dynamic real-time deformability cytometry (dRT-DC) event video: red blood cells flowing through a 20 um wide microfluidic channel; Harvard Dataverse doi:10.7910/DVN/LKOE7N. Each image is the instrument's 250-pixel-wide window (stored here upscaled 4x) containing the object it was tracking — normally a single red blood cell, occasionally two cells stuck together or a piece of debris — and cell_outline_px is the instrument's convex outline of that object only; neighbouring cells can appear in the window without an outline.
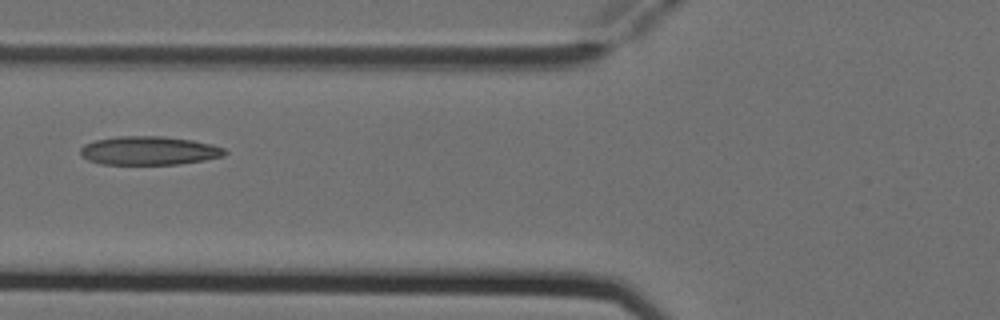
{"species": "Egyptian fruit bat (a non-hibernating species)", "species_latin": "Rousettus aegyptiacus", "temperature_condition": "cold", "stored_images_in_passage": 7, "camera_frame_rate_fps": 3000, "um_per_image_px": 0.085, "animal": {"sex": "female"}, "frame": {"image": 1, "passage_image": 6, "time_ms": 1.667, "image_size_px": [1000, 320], "cell_outline_px": [[228, 152], [224, 156], [204, 160], [180, 164], [100, 164], [88, 160], [80, 156], [80, 148], [84, 144], [96, 140], [116, 136], [164, 136], [192, 140], [212, 144], [224, 148]], "centroid_in_image_um": [12.66, 12.8], "position_along_channel_um": 113.1, "area_um2": 24.28}}
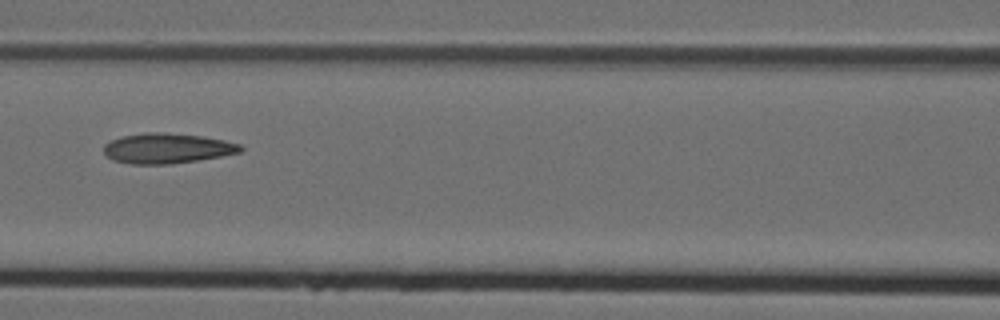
{"frame": {"image": 2, "passage_image": 7, "time_ms": 2.0, "image_size_px": [1000, 320], "cell_outline_px": [[244, 148], [240, 152], [220, 156], [196, 160], [168, 164], [132, 164], [112, 160], [104, 152], [104, 144], [112, 140], [124, 136], [144, 132], [164, 132], [200, 136], [224, 140], [240, 144]], "centroid_in_image_um": [14.19, 12.6], "position_along_channel_um": 152.4, "area_um2": 23.81}}